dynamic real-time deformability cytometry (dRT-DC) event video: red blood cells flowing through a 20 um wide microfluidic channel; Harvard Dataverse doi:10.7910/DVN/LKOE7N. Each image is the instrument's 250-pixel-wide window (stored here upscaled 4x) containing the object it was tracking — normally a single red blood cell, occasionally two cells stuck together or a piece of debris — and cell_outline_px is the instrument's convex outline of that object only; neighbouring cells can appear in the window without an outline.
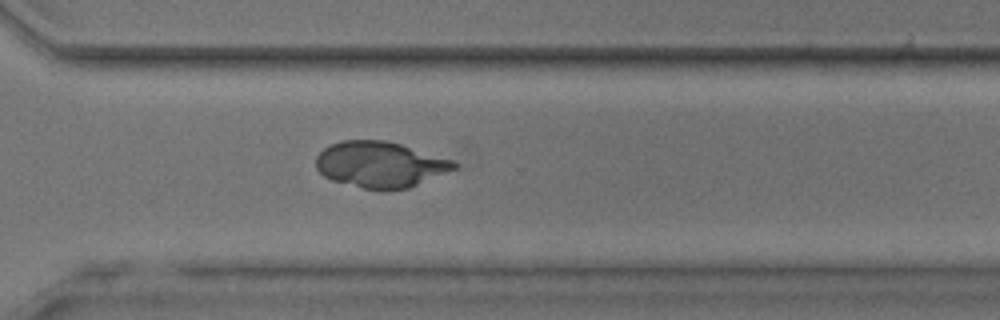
{"species": "common noctule bat (a hibernating species)", "species_latin": "Nyctalus noctula", "temperature_condition": "room temperature", "stored_images_in_passage": 45, "camera_frame_rate_fps": 3000, "um_per_image_px": 0.085, "animal": {"sex": "male", "body_mass_g": 17.9, "forearm_length_mm": 54.2}, "frame": {"image": 1, "passage_image": 33, "time_ms": 10.667, "image_size_px": [1000, 320], "cell_outline_px": [[456, 168], [408, 188], [384, 192], [364, 188], [332, 180], [324, 176], [316, 168], [316, 156], [324, 148], [340, 140], [384, 140], [400, 144], [452, 160], [456, 164]], "centroid_in_image_um": [32.27, 13.99], "position_along_channel_um": 338.3, "area_um2": 36.76}}
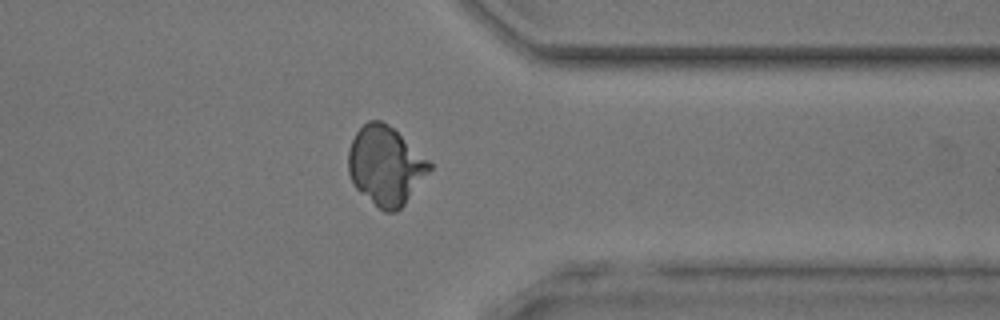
{"frame": {"image": 2, "passage_image": 36, "time_ms": 11.667, "image_size_px": [1000, 320], "cell_outline_px": [[432, 168], [404, 204], [396, 212], [384, 212], [360, 192], [352, 184], [348, 172], [348, 152], [352, 140], [356, 132], [368, 120], [380, 120], [388, 124], [428, 160], [432, 164]], "centroid_in_image_um": [32.74, 14.09], "position_along_channel_um": 378.7, "area_um2": 36.82}}
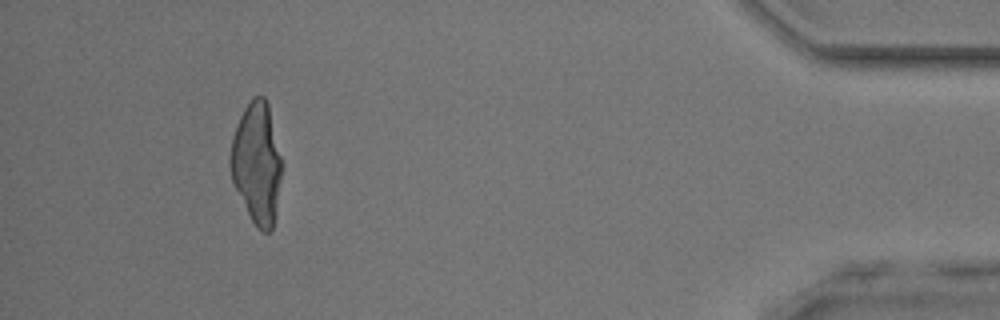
{"frame": {"image": 3, "passage_image": 42, "time_ms": 13.667, "image_size_px": [1000, 320], "cell_outline_px": [[280, 180], [272, 228], [268, 232], [264, 232], [256, 228], [232, 180], [228, 164], [228, 156], [232, 136], [236, 124], [244, 108], [252, 96], [264, 96], [268, 104], [280, 156]], "centroid_in_image_um": [21.77, 13.81], "position_along_channel_um": 413.4, "area_um2": 35.72}}